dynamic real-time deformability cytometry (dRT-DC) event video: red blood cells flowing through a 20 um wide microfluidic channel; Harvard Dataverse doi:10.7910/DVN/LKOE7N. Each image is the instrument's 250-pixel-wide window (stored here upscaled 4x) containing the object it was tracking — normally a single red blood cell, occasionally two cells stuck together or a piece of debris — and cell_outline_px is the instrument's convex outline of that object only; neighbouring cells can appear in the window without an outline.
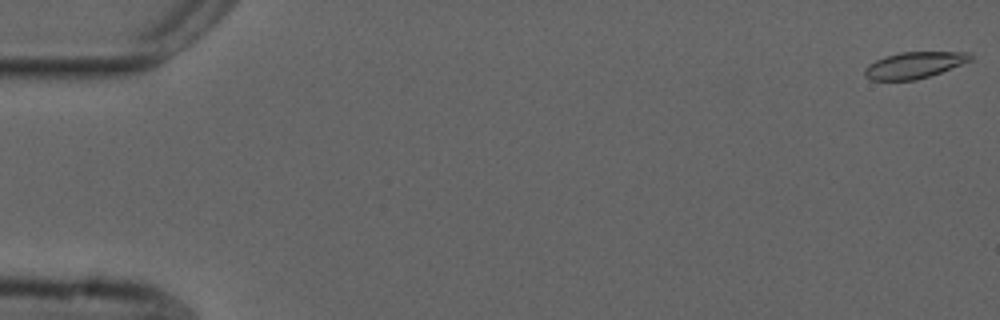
{"species": "common noctule bat (a hibernating species)", "species_latin": "Nyctalus noctula", "temperature_condition": "cold", "stored_images_in_passage": 55, "camera_frame_rate_fps": 3000, "um_per_image_px": 0.085, "animal": {"sex": "male", "forearm_length_mm": 52.5}, "frame": {"image": 1, "passage_image": 1, "time_ms": 0.0, "image_size_px": [1000, 320], "cell_outline_px": [[972, 60], [940, 72], [916, 80], [872, 80], [864, 76], [864, 68], [868, 64], [876, 60], [900, 52], [968, 52], [972, 56]], "centroid_in_image_um": [77.68, 5.54], "position_along_channel_um": 7.3, "area_um2": 16.07}}
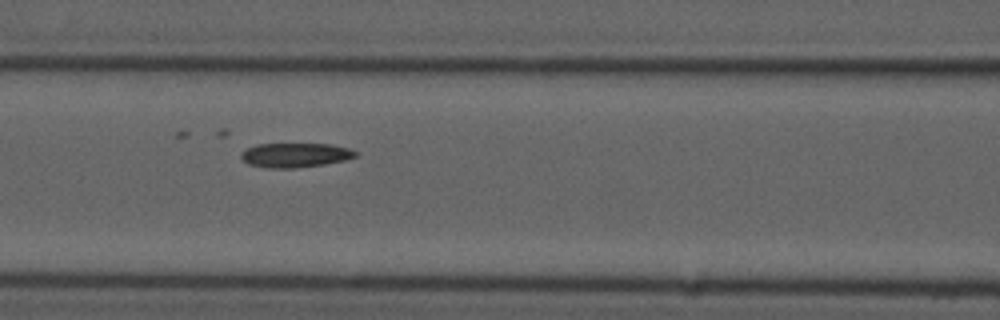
{"frame": {"image": 2, "passage_image": 24, "time_ms": 7.667, "image_size_px": [1000, 320], "cell_outline_px": [[356, 156], [344, 160], [324, 164], [292, 168], [268, 168], [248, 164], [240, 156], [240, 152], [256, 144], [328, 144], [348, 148], [356, 152]], "centroid_in_image_um": [25.04, 13.18], "position_along_channel_um": 141.6, "area_um2": 16.07}}
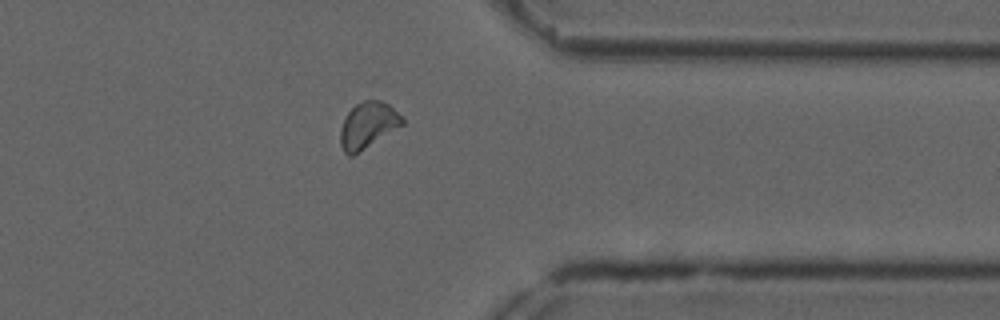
{"frame": {"image": 3, "passage_image": 44, "time_ms": 14.333, "image_size_px": [1000, 320], "cell_outline_px": [[404, 124], [352, 156], [348, 156], [344, 152], [340, 144], [340, 132], [344, 120], [348, 112], [356, 104], [364, 100], [380, 100], [388, 104], [404, 120]], "centroid_in_image_um": [31.25, 10.65], "position_along_channel_um": 380.2, "area_um2": 16.3}}